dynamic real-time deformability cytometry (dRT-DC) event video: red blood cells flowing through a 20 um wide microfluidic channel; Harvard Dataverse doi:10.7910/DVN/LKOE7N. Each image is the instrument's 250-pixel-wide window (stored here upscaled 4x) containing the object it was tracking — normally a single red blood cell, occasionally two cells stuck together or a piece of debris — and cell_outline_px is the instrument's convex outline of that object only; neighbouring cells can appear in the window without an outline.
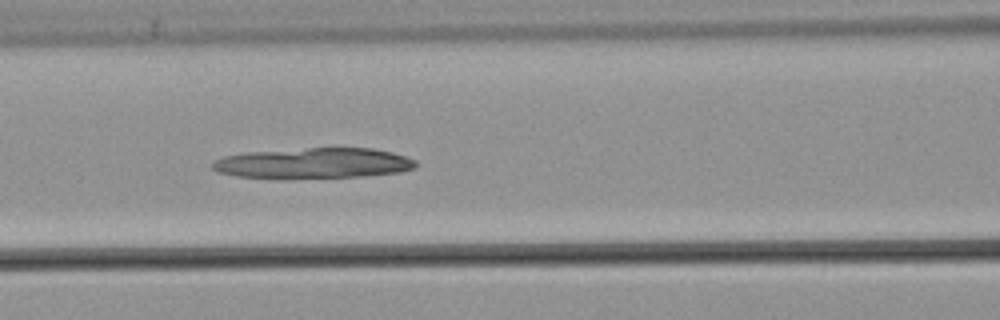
{"species": "common noctule bat (a hibernating species)", "species_latin": "Nyctalus noctula", "temperature_condition": "warm", "stored_images_in_passage": 49, "camera_frame_rate_fps": 3000, "um_per_image_px": 0.085, "animal": {"sex": "male", "body_mass_g": 21.5, "forearm_length_mm": 52.0}, "frame": {"image": 1, "passage_image": 18, "time_ms": 5.667, "image_size_px": [1000, 320], "cell_outline_px": [[416, 168], [400, 172], [360, 176], [236, 176], [216, 172], [212, 168], [212, 160], [224, 156], [244, 152], [308, 148], [372, 148], [392, 152], [416, 160]], "centroid_in_image_um": [26.66, 13.83], "position_along_channel_um": 139.9, "area_um2": 35.2}}
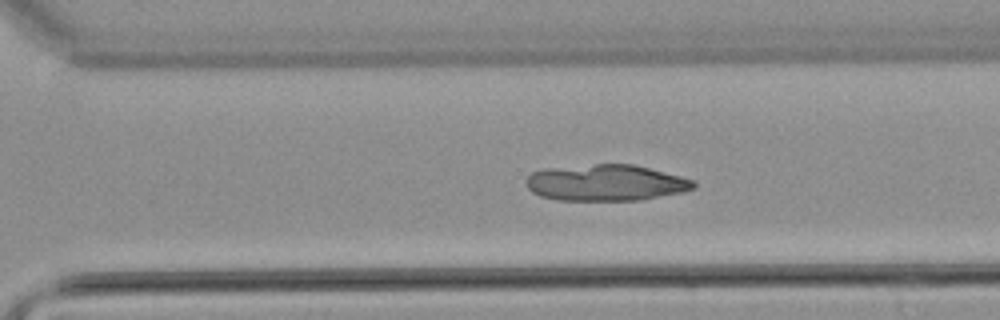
{"frame": {"image": 2, "passage_image": 32, "time_ms": 10.333, "image_size_px": [1000, 320], "cell_outline_px": [[696, 188], [684, 192], [640, 200], [556, 200], [540, 196], [532, 192], [528, 188], [524, 180], [532, 172], [544, 168], [596, 164], [632, 164], [680, 176], [692, 180], [696, 184]], "centroid_in_image_um": [51.47, 15.54], "position_along_channel_um": 319.1, "area_um2": 35.49}}
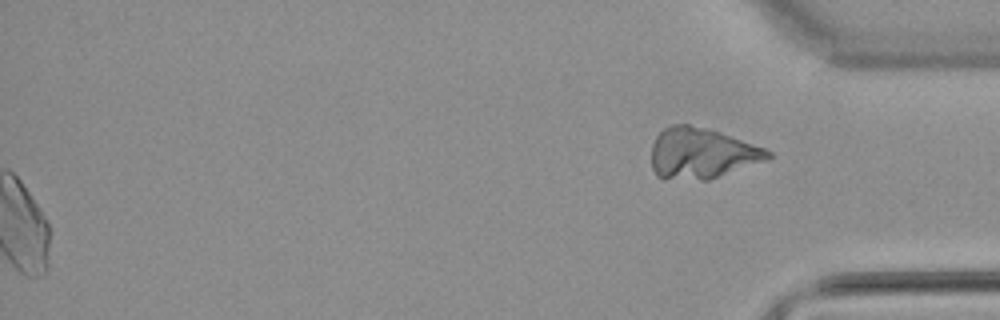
{"frame": {"image": 3, "passage_image": 49, "time_ms": 16.0, "image_size_px": [1000, 320], "cell_outline_px": [[772, 156], [768, 160], [708, 180], [700, 180], [656, 176], [652, 168], [652, 144], [656, 136], [664, 128], [672, 124], [688, 124], [720, 132], [764, 148], [772, 152]], "centroid_in_image_um": [59.65, 13.02], "position_along_channel_um": 375.6, "area_um2": 34.16}}